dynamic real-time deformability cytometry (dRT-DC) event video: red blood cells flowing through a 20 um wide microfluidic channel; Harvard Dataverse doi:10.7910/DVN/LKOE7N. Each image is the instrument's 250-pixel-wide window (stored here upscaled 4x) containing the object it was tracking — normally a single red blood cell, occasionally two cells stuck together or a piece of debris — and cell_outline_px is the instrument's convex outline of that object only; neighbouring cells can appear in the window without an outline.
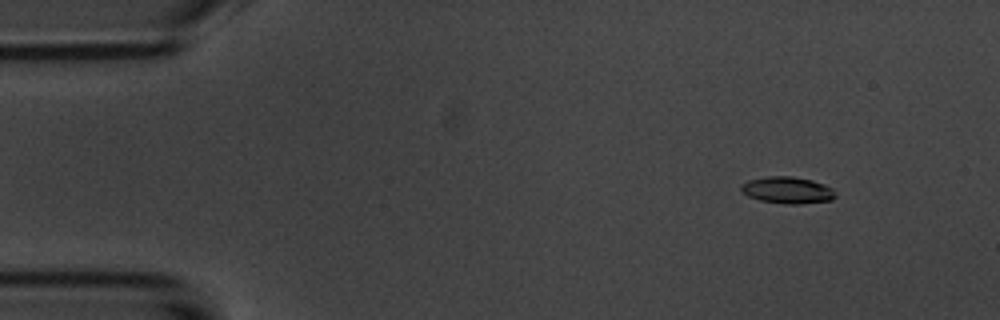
{"species": "common noctule bat (a hibernating species)", "species_latin": "Nyctalus noctula", "temperature_condition": "room temperature", "stored_images_in_passage": 54, "camera_frame_rate_fps": 3000, "um_per_image_px": 0.085, "animal": {"sex": "male", "body_mass_g": 20.1, "forearm_length_mm": 53.5}, "frame": {"image": 1, "passage_image": 6, "time_ms": 1.667, "image_size_px": [1000, 320], "cell_outline_px": [[836, 196], [832, 200], [800, 204], [784, 204], [760, 200], [748, 196], [740, 188], [740, 184], [748, 180], [768, 176], [792, 176], [812, 180], [824, 184], [832, 188]], "centroid_in_image_um": [66.93, 16.16], "position_along_channel_um": 18.1, "area_um2": 14.74}}
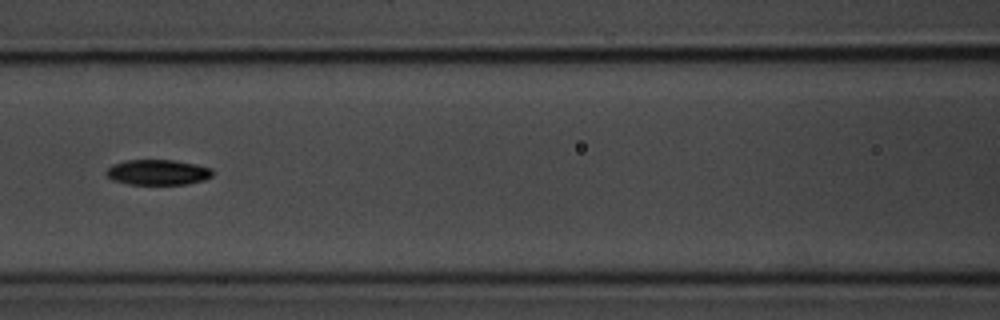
{"frame": {"image": 2, "passage_image": 24, "time_ms": 7.667, "image_size_px": [1000, 320], "cell_outline_px": [[212, 176], [204, 180], [188, 184], [128, 184], [112, 180], [104, 172], [112, 164], [124, 160], [172, 160], [196, 164], [212, 168]], "centroid_in_image_um": [13.4, 14.64], "position_along_channel_um": 153.2, "area_um2": 15.78}}
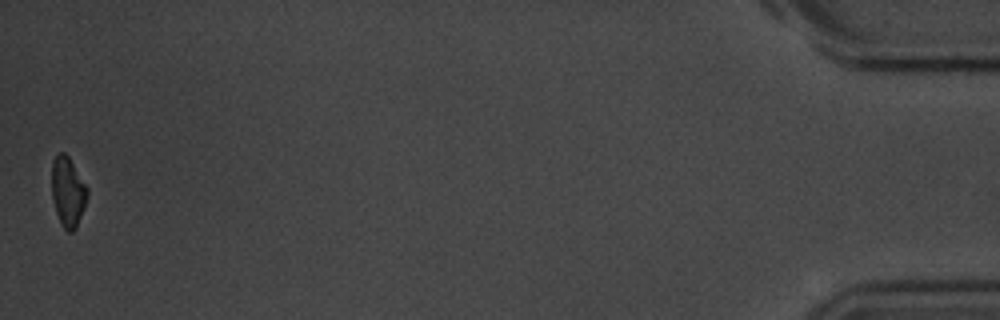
{"frame": {"image": 3, "passage_image": 54, "time_ms": 17.667, "image_size_px": [1000, 320], "cell_outline_px": [[88, 196], [84, 208], [76, 228], [72, 232], [68, 232], [64, 228], [56, 212], [52, 196], [52, 160], [60, 152], [64, 152], [68, 156], [88, 188]], "centroid_in_image_um": [5.78, 16.3], "position_along_channel_um": 429.4, "area_um2": 14.33}, "authors_computed_cell_mechanics": {"area_um2": 15.4615, "velocity_mm_per_s": 3.7182, "shape_relaxation_time_tau1_ms": 2.1774, "shape_relaxation_time_tau2_ms": null, "deformation_change_tau1": 0.1453, "deformation_change_tau2": null}}